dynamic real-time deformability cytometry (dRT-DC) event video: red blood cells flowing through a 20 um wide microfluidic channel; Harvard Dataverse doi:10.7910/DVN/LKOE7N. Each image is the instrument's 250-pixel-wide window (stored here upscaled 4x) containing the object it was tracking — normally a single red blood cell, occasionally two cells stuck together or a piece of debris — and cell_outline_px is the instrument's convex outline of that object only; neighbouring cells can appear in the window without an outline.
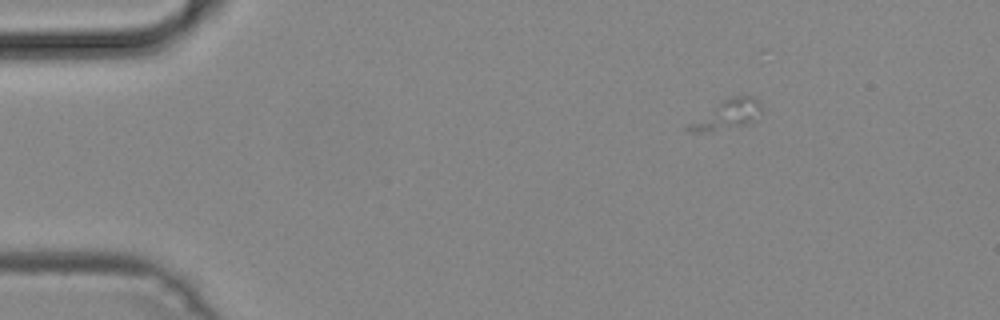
{"species": "common noctule bat (a hibernating species)", "species_latin": "Nyctalus noctula", "temperature_condition": "cold", "stored_images_in_passage": 2, "camera_frame_rate_fps": 3000, "um_per_image_px": 0.085, "animal": {"sex": "male", "body_mass_g": 19.2, "forearm_length_mm": 51.8}, "frame": {"image": 1, "passage_image": 2, "time_ms": 0.333, "image_size_px": [1000, 320], "cell_outline_px": [[764, 108], [748, 124], [712, 132], [688, 132], [684, 128], [688, 124], [724, 100], [732, 96], [752, 96]], "centroid_in_image_um": [61.79, 9.78], "position_along_channel_um": 23.2, "area_um2": 12.2}}